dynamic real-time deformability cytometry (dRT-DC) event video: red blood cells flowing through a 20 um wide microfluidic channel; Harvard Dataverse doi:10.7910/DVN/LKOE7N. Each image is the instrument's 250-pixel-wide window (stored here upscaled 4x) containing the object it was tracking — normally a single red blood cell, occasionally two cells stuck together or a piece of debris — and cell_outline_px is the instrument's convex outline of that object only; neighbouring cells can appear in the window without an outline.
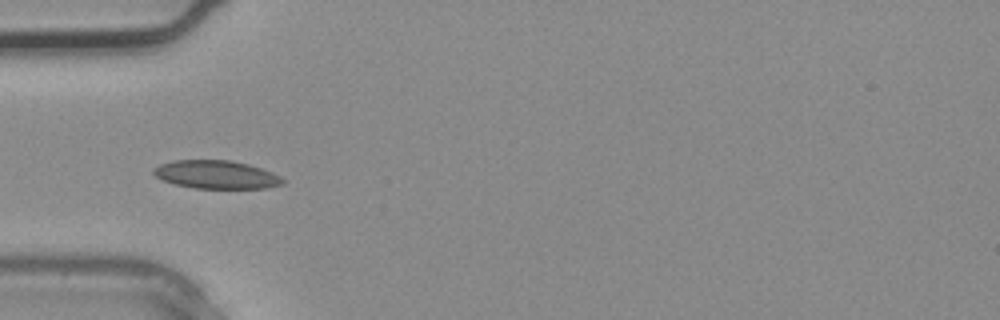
{"species": "common noctule bat (a hibernating species)", "species_latin": "Nyctalus noctula", "temperature_condition": "warm", "stored_images_in_passage": 4, "camera_frame_rate_fps": 3000, "um_per_image_px": 0.085, "animal": {"sex": "male", "body_mass_g": 20.4}, "frame": {"image": 1, "passage_image": 4, "time_ms": 1.0, "image_size_px": [1000, 320], "cell_outline_px": [[284, 184], [268, 188], [196, 188], [176, 184], [164, 180], [156, 176], [152, 172], [152, 168], [160, 164], [172, 160], [228, 160], [248, 164], [272, 172], [280, 176], [284, 180]], "centroid_in_image_um": [18.39, 14.83], "position_along_channel_um": 66.6, "area_um2": 21.15}}